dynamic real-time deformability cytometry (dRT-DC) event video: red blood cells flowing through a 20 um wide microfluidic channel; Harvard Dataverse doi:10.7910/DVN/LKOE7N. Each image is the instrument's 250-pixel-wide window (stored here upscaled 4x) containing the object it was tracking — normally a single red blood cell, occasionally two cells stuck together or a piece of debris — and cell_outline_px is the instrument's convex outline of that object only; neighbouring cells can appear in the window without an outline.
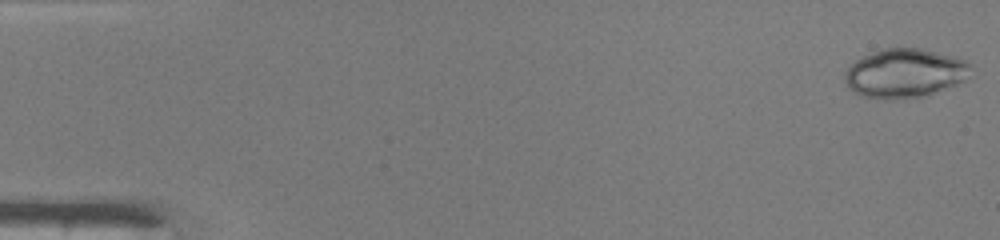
{"species": "common noctule bat (a hibernating species)", "species_latin": "Nyctalus noctula", "temperature_condition": "warm", "stored_images_in_passage": 48, "camera_frame_rate_fps": 3000, "um_per_image_px": 0.085, "animal": {"sex": "male", "body_mass_g": 19.0, "forearm_length_mm": 50.8}, "frame": {"image": 1, "passage_image": 1, "time_ms": 0.0, "image_size_px": [1000, 240], "cell_outline_px": [[968, 64], [964, 80], [956, 84], [928, 96], [884, 100], [864, 96], [848, 88], [844, 80], [844, 72], [856, 60], [872, 52], [884, 48], [920, 48], [952, 56], [964, 60]], "centroid_in_image_um": [76.84, 6.24], "position_along_channel_um": 8.2, "area_um2": 35.55}}
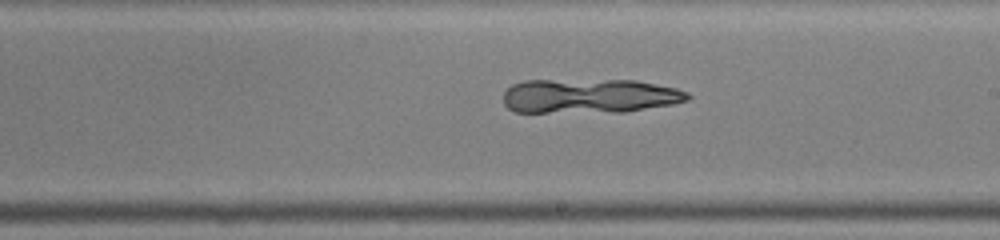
{"frame": {"image": 2, "passage_image": 28, "time_ms": 9.0, "image_size_px": [1000, 240], "cell_outline_px": [[692, 96], [688, 100], [672, 104], [624, 112], [516, 112], [508, 108], [504, 104], [504, 92], [512, 84], [524, 80], [636, 80], [676, 88], [688, 92]], "centroid_in_image_um": [50.11, 8.15], "position_along_channel_um": 238.9, "area_um2": 37.17}}
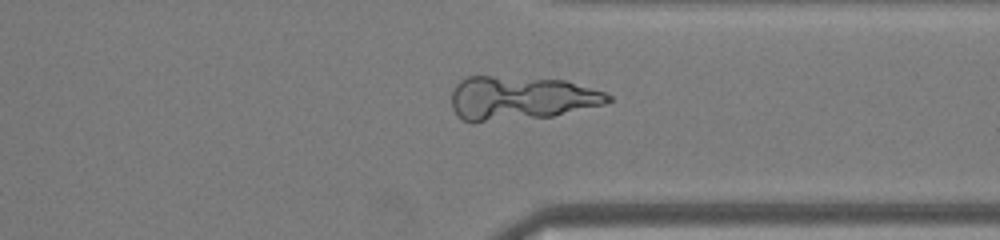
{"frame": {"image": 3, "passage_image": 37, "time_ms": 12.0, "image_size_px": [1000, 240], "cell_outline_px": [[612, 100], [604, 104], [552, 116], [472, 124], [456, 116], [452, 108], [452, 92], [456, 84], [460, 80], [468, 76], [492, 76], [564, 80], [604, 92], [612, 96]], "centroid_in_image_um": [44.2, 8.36], "position_along_channel_um": 367.2, "area_um2": 40.23}}